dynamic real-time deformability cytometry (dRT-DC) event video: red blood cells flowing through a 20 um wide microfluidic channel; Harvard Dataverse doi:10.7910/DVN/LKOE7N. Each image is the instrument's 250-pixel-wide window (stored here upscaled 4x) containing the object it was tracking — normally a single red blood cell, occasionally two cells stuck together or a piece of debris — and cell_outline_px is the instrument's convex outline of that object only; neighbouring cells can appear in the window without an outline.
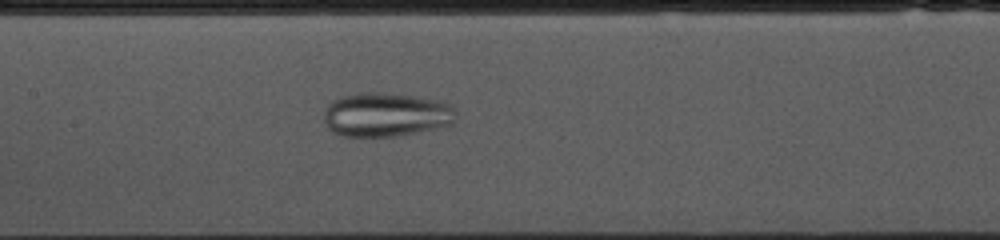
{"species": "common noctule bat (a hibernating species)", "species_latin": "Nyctalus noctula", "temperature_condition": "cold", "stored_images_in_passage": 50, "camera_frame_rate_fps": 3000, "um_per_image_px": 0.085, "animal": {"sex": "female", "body_mass_g": 10.0, "forearm_length_mm": 53.1}, "frame": {"image": 1, "passage_image": 20, "time_ms": 6.333, "image_size_px": [1000, 240], "cell_outline_px": [[456, 112], [452, 124], [436, 128], [396, 136], [340, 136], [332, 132], [328, 128], [324, 120], [324, 112], [328, 104], [336, 96], [356, 92], [380, 92], [444, 100]], "centroid_in_image_um": [32.76, 9.73], "position_along_channel_um": 174.6, "area_um2": 34.22}}
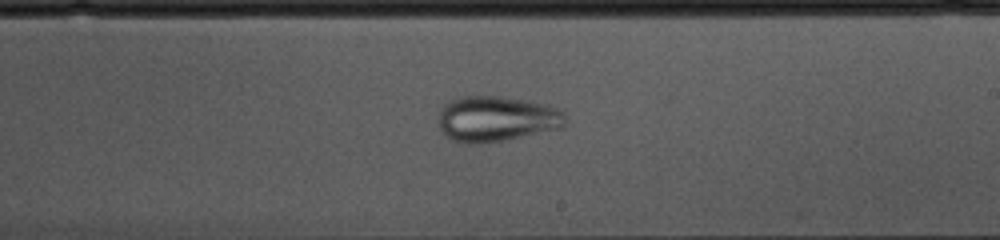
{"frame": {"image": 2, "passage_image": 26, "time_ms": 8.333, "image_size_px": [1000, 240], "cell_outline_px": [[564, 124], [560, 128], [500, 140], [464, 144], [448, 136], [440, 128], [440, 108], [448, 100], [460, 96], [500, 96], [532, 100], [556, 108], [564, 112]], "centroid_in_image_um": [42.18, 10.05], "position_along_channel_um": 246.8, "area_um2": 33.18}}